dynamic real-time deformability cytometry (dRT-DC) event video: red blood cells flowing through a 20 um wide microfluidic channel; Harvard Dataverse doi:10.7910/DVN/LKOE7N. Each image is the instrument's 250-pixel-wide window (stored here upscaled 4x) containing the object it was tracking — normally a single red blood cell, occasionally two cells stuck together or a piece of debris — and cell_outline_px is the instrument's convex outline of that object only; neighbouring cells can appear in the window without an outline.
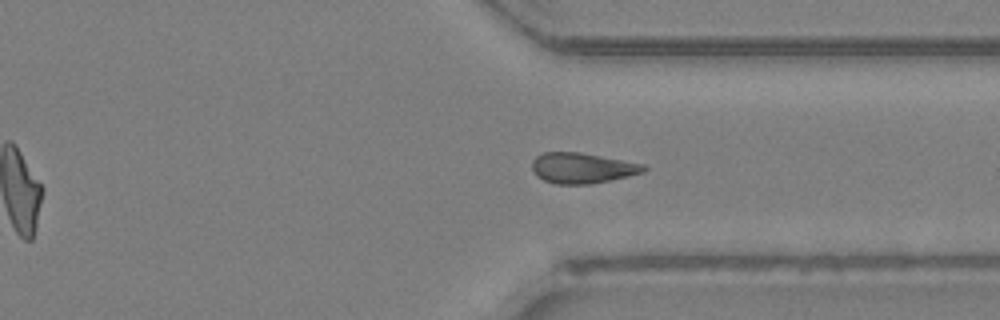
{"species": "Egyptian fruit bat (a non-hibernating species)", "species_latin": "Rousettus aegyptiacus", "temperature_condition": "room temperature", "stored_images_in_passage": 40, "camera_frame_rate_fps": 3000, "um_per_image_px": 0.085, "animal": {"sex": "female"}, "frame": {"image": 1, "passage_image": 29, "time_ms": 9.333, "image_size_px": [1000, 320], "cell_outline_px": [[648, 168], [644, 172], [612, 180], [592, 184], [556, 184], [544, 180], [536, 176], [532, 168], [532, 160], [536, 156], [544, 152], [580, 152], [644, 164]], "centroid_in_image_um": [49.49, 14.28], "position_along_channel_um": 361.9, "area_um2": 19.94}}